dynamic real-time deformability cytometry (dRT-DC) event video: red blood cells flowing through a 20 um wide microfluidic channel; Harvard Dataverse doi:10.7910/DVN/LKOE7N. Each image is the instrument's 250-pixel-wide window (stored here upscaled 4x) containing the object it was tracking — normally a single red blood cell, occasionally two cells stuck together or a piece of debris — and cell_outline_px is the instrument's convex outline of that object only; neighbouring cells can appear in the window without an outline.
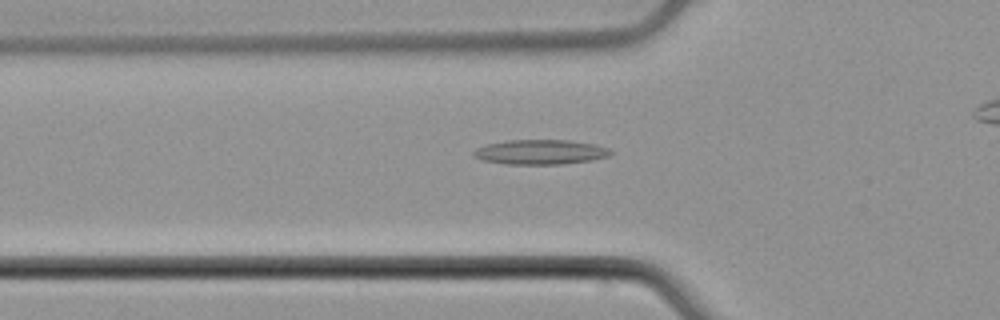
{"species": "common noctule bat (a hibernating species)", "species_latin": "Nyctalus noctula", "temperature_condition": "cold", "stored_images_in_passage": 39, "camera_frame_rate_fps": 3000, "um_per_image_px": 0.085, "animal": {"sex": "male", "body_mass_g": 21.5, "forearm_length_mm": 52.0}, "frame": {"image": 1, "passage_image": 12, "time_ms": 3.667, "image_size_px": [1000, 320], "cell_outline_px": [[612, 152], [608, 156], [592, 160], [560, 164], [504, 164], [480, 160], [472, 156], [472, 152], [476, 148], [488, 144], [508, 140], [568, 140], [596, 144], [608, 148]], "centroid_in_image_um": [45.89, 12.92], "position_along_channel_um": 79.9, "area_um2": 19.83}}
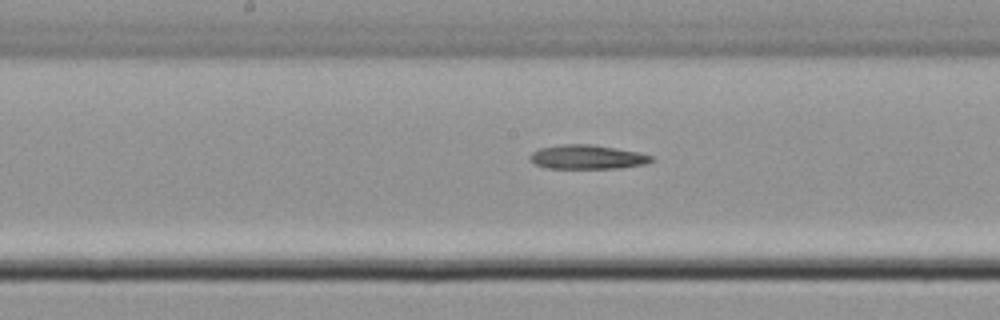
{"frame": {"image": 2, "passage_image": 21, "time_ms": 6.667, "image_size_px": [1000, 320], "cell_outline_px": [[656, 160], [644, 164], [616, 168], [544, 168], [528, 160], [528, 156], [532, 152], [540, 148], [564, 144], [592, 144], [636, 152], [652, 156]], "centroid_in_image_um": [49.86, 13.35], "position_along_channel_um": 198.3, "area_um2": 16.99}}
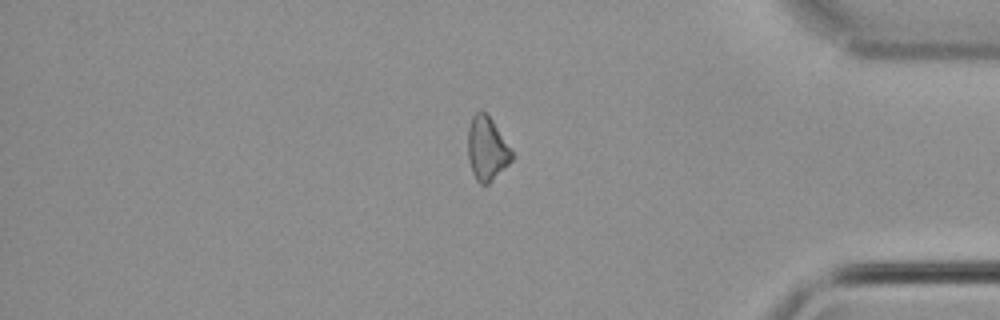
{"frame": {"image": 3, "passage_image": 38, "time_ms": 12.333, "image_size_px": [1000, 320], "cell_outline_px": [[512, 160], [488, 184], [480, 184], [476, 180], [472, 172], [468, 160], [468, 128], [472, 116], [480, 108], [492, 120], [512, 152]], "centroid_in_image_um": [41.35, 12.63], "position_along_channel_um": 393.9, "area_um2": 16.07}}